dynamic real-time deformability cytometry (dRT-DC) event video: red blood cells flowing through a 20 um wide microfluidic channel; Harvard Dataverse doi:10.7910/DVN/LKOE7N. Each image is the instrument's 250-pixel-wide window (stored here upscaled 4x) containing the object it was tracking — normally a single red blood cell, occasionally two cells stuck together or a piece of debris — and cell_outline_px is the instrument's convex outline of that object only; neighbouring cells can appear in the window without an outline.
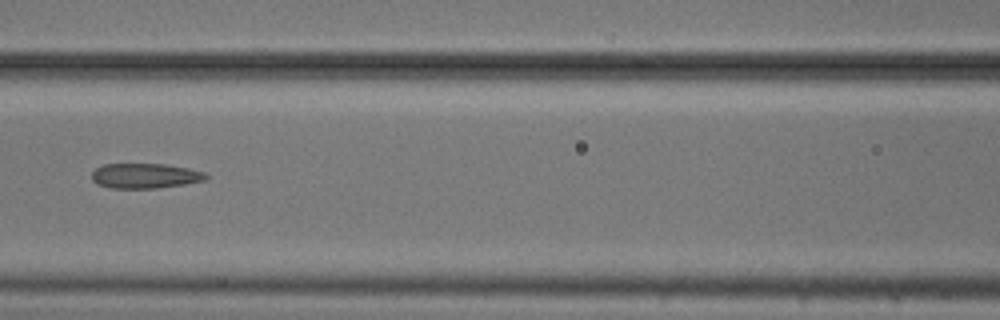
{"species": "common noctule bat (a hibernating species)", "species_latin": "Nyctalus noctula", "temperature_condition": "cold", "stored_images_in_passage": 8, "camera_frame_rate_fps": 3000, "um_per_image_px": 0.085, "animal": {"sex": "male", "body_mass_g": 20.5, "forearm_length_mm": 52.5}, "frame": {"image": 1, "passage_image": 5, "time_ms": 1.333, "image_size_px": [1000, 320], "cell_outline_px": [[208, 176], [204, 180], [184, 184], [156, 188], [112, 188], [96, 184], [92, 180], [92, 172], [96, 168], [104, 164], [164, 164], [188, 168], [204, 172]], "centroid_in_image_um": [12.3, 14.94], "position_along_channel_um": 154.3, "area_um2": 16.53}}
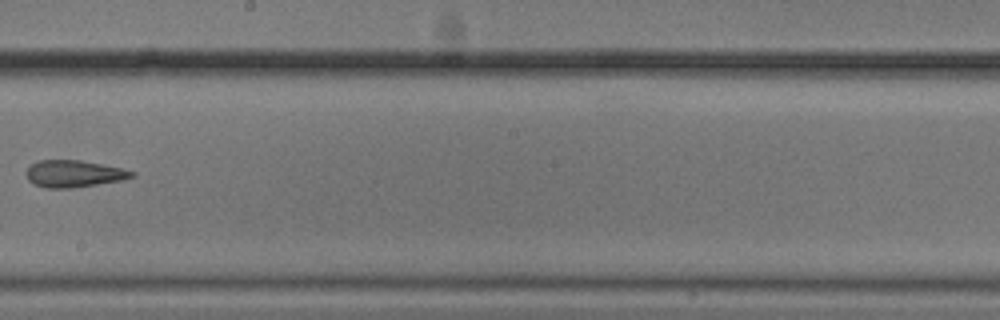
{"frame": {"image": 2, "passage_image": 7, "time_ms": 2.0, "image_size_px": [1000, 320], "cell_outline_px": [[136, 176], [124, 180], [72, 188], [44, 188], [28, 180], [24, 172], [36, 160], [80, 160], [120, 168], [136, 172]], "centroid_in_image_um": [6.27, 14.77], "position_along_channel_um": 241.9, "area_um2": 16.65}}
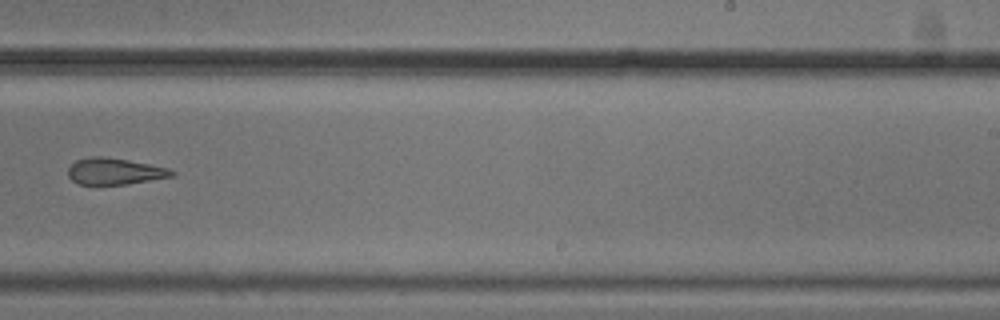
{"frame": {"image": 3, "passage_image": 8, "time_ms": 2.333, "image_size_px": [1000, 320], "cell_outline_px": [[176, 176], [128, 184], [76, 184], [68, 176], [68, 168], [76, 160], [92, 156], [104, 156], [128, 160], [168, 168], [176, 172]], "centroid_in_image_um": [9.76, 14.56], "position_along_channel_um": 279.2, "area_um2": 16.07}}